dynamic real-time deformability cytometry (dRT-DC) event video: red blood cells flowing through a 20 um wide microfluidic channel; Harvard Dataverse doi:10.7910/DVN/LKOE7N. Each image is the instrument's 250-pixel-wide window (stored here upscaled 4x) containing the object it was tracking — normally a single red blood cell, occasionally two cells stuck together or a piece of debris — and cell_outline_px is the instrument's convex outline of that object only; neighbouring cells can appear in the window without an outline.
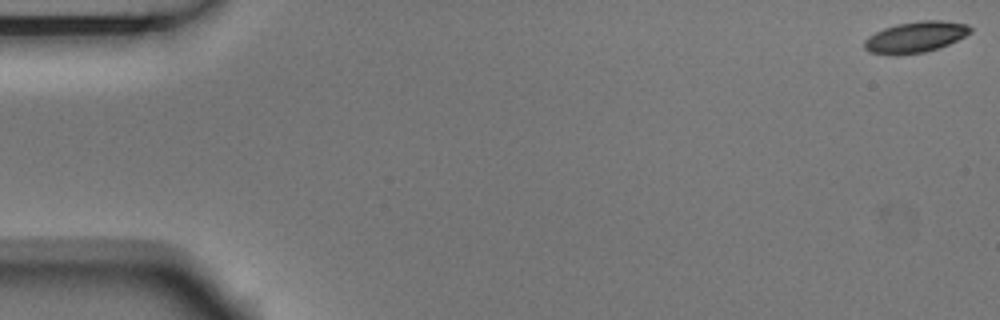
{"species": "Egyptian fruit bat (a non-hibernating species)", "species_latin": "Rousettus aegyptiacus", "temperature_condition": "room temperature", "stored_images_in_passage": 5, "camera_frame_rate_fps": 3000, "um_per_image_px": 0.085, "animal": {"sex": "male"}, "frame": {"image": 1, "passage_image": 1, "time_ms": 0.0, "image_size_px": [1000, 320], "cell_outline_px": [[972, 32], [948, 44], [924, 52], [896, 56], [892, 56], [868, 52], [864, 48], [864, 40], [868, 36], [884, 28], [896, 24], [920, 20], [940, 20], [968, 24], [972, 28]], "centroid_in_image_um": [77.78, 3.15], "position_along_channel_um": 7.2, "area_um2": 19.31}}
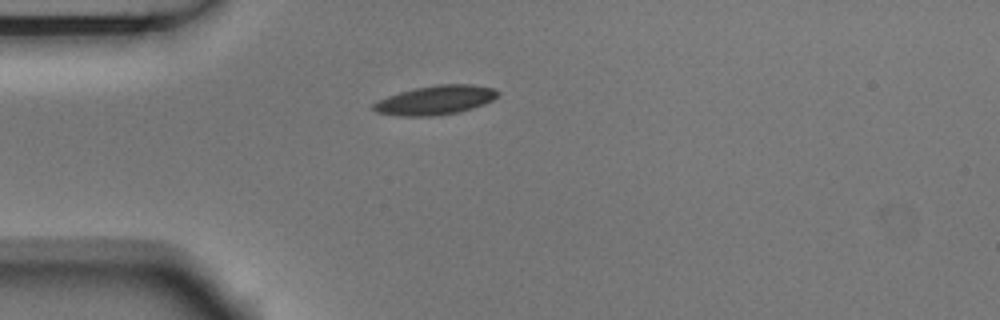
{"frame": {"image": 2, "passage_image": 5, "time_ms": 1.333, "image_size_px": [1000, 320], "cell_outline_px": [[500, 92], [492, 100], [484, 104], [472, 108], [456, 112], [432, 116], [400, 116], [376, 112], [372, 108], [372, 104], [376, 100], [400, 92], [416, 88], [436, 84], [472, 84], [492, 88]], "centroid_in_image_um": [36.98, 8.5], "position_along_channel_um": 48.0, "area_um2": 20.98}}